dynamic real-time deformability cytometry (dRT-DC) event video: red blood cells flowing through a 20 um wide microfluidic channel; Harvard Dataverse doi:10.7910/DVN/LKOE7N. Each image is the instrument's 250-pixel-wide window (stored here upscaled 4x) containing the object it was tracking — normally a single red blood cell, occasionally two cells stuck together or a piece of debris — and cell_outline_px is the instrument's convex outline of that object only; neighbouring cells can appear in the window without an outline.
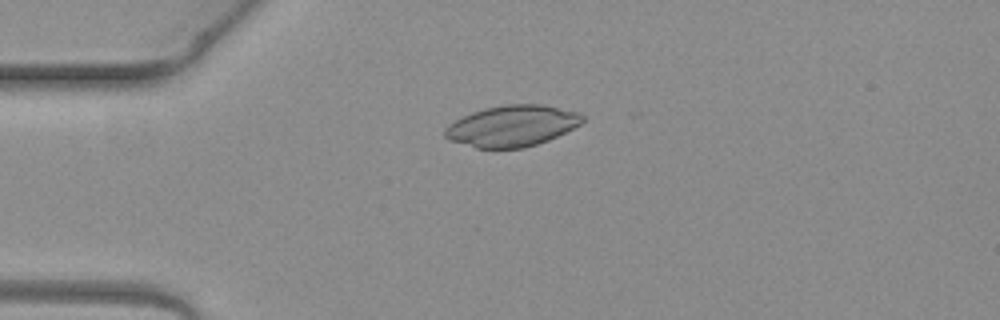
{"species": "common noctule bat (a hibernating species)", "species_latin": "Nyctalus noctula", "temperature_condition": "warm", "stored_images_in_passage": 2, "camera_frame_rate_fps": 3000, "um_per_image_px": 0.085, "animal": {"sex": "female", "body_mass_g": 19.3, "forearm_length_mm": 54.1}, "frame": {"image": 1, "passage_image": 1, "time_ms": 0.0, "image_size_px": [1000, 320], "cell_outline_px": [[584, 120], [580, 124], [548, 140], [524, 148], [476, 148], [448, 140], [444, 136], [444, 128], [448, 124], [472, 112], [484, 108], [504, 104], [540, 104], [576, 112], [584, 116]], "centroid_in_image_um": [43.47, 10.7], "position_along_channel_um": 41.5, "area_um2": 32.77}}